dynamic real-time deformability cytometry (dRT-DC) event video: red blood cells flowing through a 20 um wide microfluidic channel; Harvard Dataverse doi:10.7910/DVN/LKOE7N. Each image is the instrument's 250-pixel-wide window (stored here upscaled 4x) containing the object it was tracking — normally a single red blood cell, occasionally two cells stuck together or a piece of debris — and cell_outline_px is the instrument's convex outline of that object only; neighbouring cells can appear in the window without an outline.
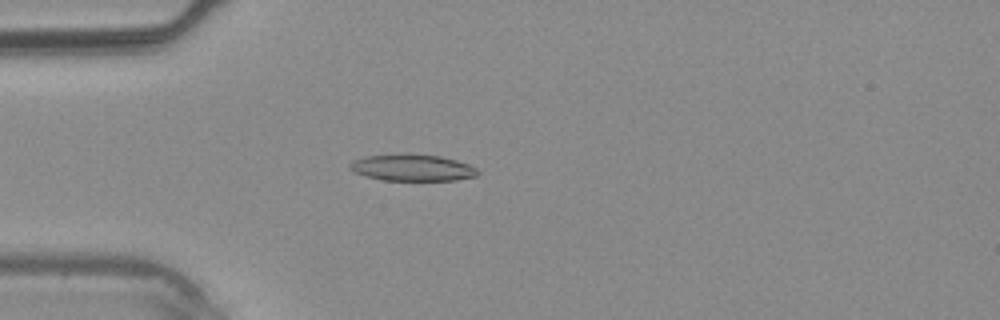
{"species": "common noctule bat (a hibernating species)", "species_latin": "Nyctalus noctula", "temperature_condition": "warm", "stored_images_in_passage": 33, "camera_frame_rate_fps": 3000, "um_per_image_px": 0.085, "animal": {"sex": "male", "body_mass_g": 20.4}, "frame": {"image": 1, "passage_image": 5, "time_ms": 1.333, "image_size_px": [1000, 320], "cell_outline_px": [[480, 172], [476, 176], [456, 180], [384, 180], [352, 172], [348, 168], [348, 164], [352, 160], [364, 156], [408, 152], [440, 156], [456, 160], [468, 164], [476, 168]], "centroid_in_image_um": [35.0, 14.22], "position_along_channel_um": 50.0, "area_um2": 20.23}}
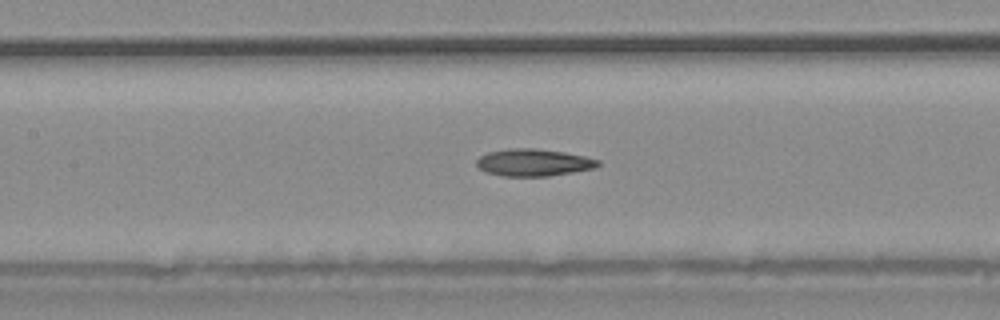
{"frame": {"image": 2, "passage_image": 12, "time_ms": 3.667, "image_size_px": [1000, 320], "cell_outline_px": [[600, 164], [596, 168], [548, 176], [504, 176], [484, 172], [476, 164], [476, 160], [480, 156], [488, 152], [512, 148], [532, 148], [564, 152], [584, 156], [600, 160]], "centroid_in_image_um": [45.35, 13.81], "position_along_channel_um": 162.1, "area_um2": 19.19}}
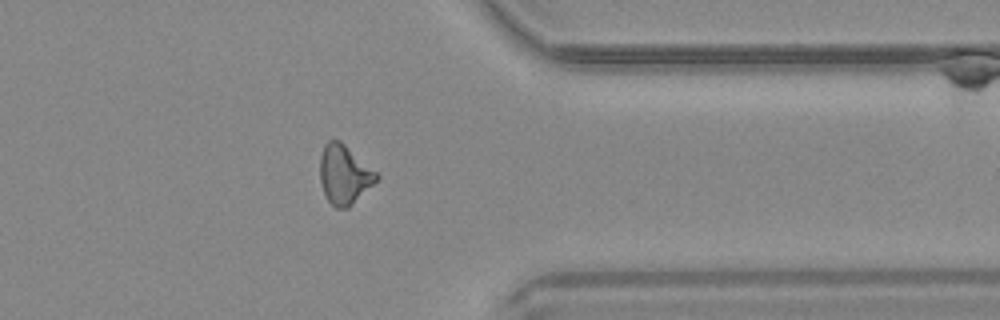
{"frame": {"image": 3, "passage_image": 25, "time_ms": 8.0, "image_size_px": [1000, 320], "cell_outline_px": [[380, 176], [348, 208], [336, 208], [328, 200], [324, 192], [320, 180], [320, 156], [324, 144], [328, 140], [340, 140], [376, 172]], "centroid_in_image_um": [29.23, 14.82], "position_along_channel_um": 382.2, "area_um2": 19.07}}